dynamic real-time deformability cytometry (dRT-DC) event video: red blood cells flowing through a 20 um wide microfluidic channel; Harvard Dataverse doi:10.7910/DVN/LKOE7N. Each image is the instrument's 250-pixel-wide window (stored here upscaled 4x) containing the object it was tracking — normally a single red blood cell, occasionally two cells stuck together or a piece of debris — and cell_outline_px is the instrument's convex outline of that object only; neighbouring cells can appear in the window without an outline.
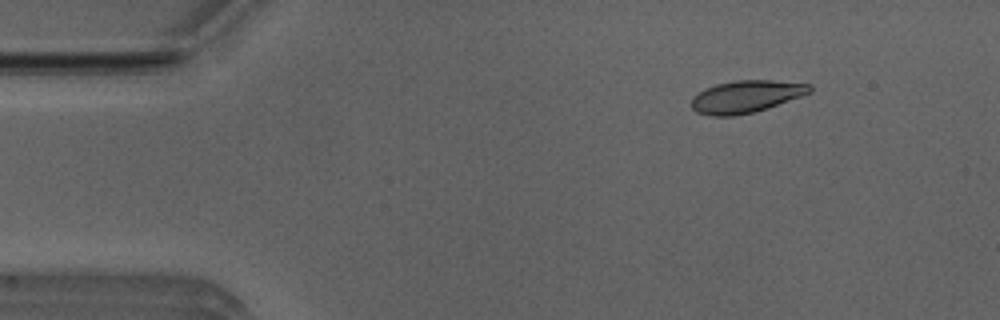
{"species": "Egyptian fruit bat (a non-hibernating species)", "species_latin": "Rousettus aegyptiacus", "temperature_condition": "room temperature", "stored_images_in_passage": 42, "camera_frame_rate_fps": 3000, "um_per_image_px": 0.085, "animal": {"sex": "male"}, "frame": {"image": 1, "passage_image": 1, "time_ms": 0.0, "image_size_px": [1000, 320], "cell_outline_px": [[812, 92], [752, 112], [732, 116], [712, 116], [696, 112], [692, 108], [692, 96], [696, 92], [716, 84], [736, 80], [772, 80], [812, 84]], "centroid_in_image_um": [63.37, 8.19], "position_along_channel_um": 21.6, "area_um2": 22.02}}
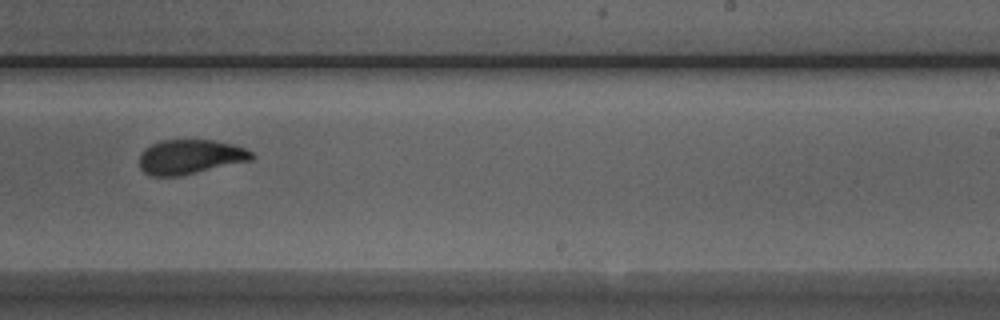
{"frame": {"image": 2, "passage_image": 26, "time_ms": 8.333, "image_size_px": [1000, 320], "cell_outline_px": [[256, 156], [252, 160], [180, 176], [148, 176], [140, 168], [140, 156], [144, 148], [160, 140], [212, 140], [232, 144], [244, 148], [252, 152]], "centroid_in_image_um": [16.15, 13.34], "position_along_channel_um": 272.8, "area_um2": 22.66}}
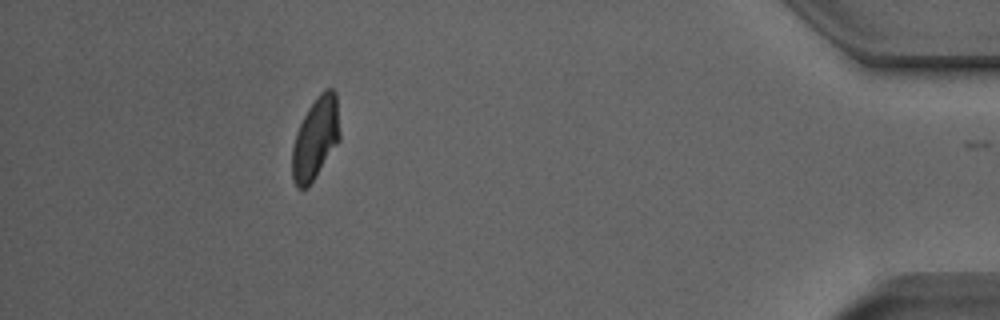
{"frame": {"image": 3, "passage_image": 41, "time_ms": 13.333, "image_size_px": [1000, 320], "cell_outline_px": [[340, 140], [308, 188], [296, 188], [292, 180], [292, 148], [296, 132], [308, 108], [316, 96], [324, 88], [332, 88], [336, 92], [340, 132]], "centroid_in_image_um": [26.82, 11.75], "position_along_channel_um": 408.4, "area_um2": 22.95}, "authors_computed_cell_mechanics": {"area_um2": 22.9466, "velocity_mm_per_s": 3.9218, "shape_relaxation_time_tau1_ms": 3.6026, "shape_relaxation_time_tau2_ms": 1.1244, "deformation_change_tau1": 0.1454, "deformation_change_tau2": 0.0518}}